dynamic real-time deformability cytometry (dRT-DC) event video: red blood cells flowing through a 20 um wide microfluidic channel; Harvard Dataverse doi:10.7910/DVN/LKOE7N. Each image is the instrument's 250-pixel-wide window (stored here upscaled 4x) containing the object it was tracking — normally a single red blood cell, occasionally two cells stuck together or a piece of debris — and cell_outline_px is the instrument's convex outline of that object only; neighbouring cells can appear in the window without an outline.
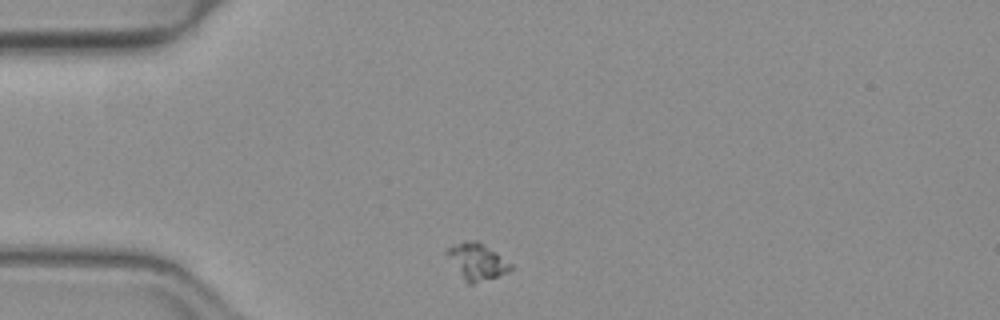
{"species": "common noctule bat (a hibernating species)", "species_latin": "Nyctalus noctula", "temperature_condition": "warm", "stored_images_in_passage": 10, "camera_frame_rate_fps": 3000, "um_per_image_px": 0.085, "animal": {"sex": "female", "body_mass_g": 19.3, "forearm_length_mm": 54.1}, "frame": {"image": 1, "passage_image": 1, "time_ms": 0.0, "image_size_px": [1000, 320], "cell_outline_px": [[516, 268], [508, 272], [472, 284], [468, 284], [464, 280], [444, 252], [452, 244], [464, 240], [476, 240], [484, 244], [496, 252], [512, 264]], "centroid_in_image_um": [40.54, 22.2], "position_along_channel_um": 44.5, "area_um2": 13.58}}
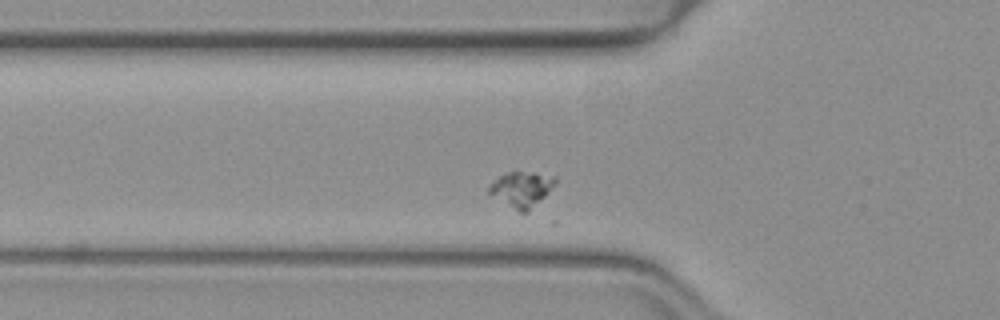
{"frame": {"image": 2, "passage_image": 6, "time_ms": 1.667, "image_size_px": [1000, 320], "cell_outline_px": [[556, 184], [528, 212], [520, 212], [488, 192], [488, 188], [500, 176], [516, 168], [556, 176]], "centroid_in_image_um": [44.39, 16.01], "position_along_channel_um": 81.4, "area_um2": 13.64}}
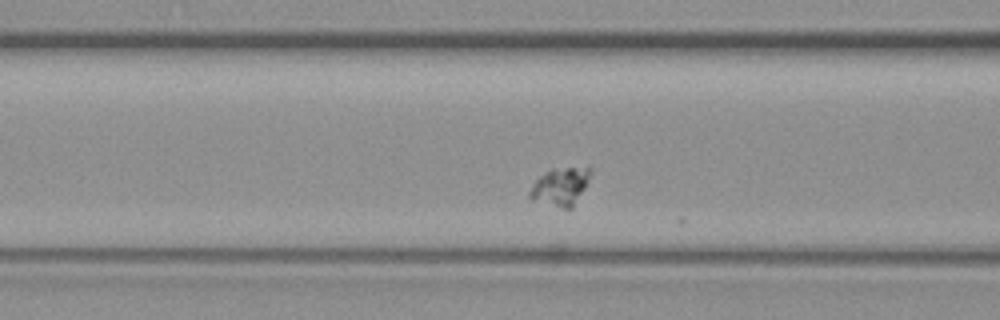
{"frame": {"image": 3, "passage_image": 9, "time_ms": 2.667, "image_size_px": [1000, 320], "cell_outline_px": [[592, 172], [584, 188], [572, 208], [564, 208], [532, 200], [528, 196], [528, 192], [532, 184], [540, 176], [552, 168], [588, 164], [592, 168]], "centroid_in_image_um": [47.67, 15.78], "position_along_channel_um": 118.9, "area_um2": 13.76}}